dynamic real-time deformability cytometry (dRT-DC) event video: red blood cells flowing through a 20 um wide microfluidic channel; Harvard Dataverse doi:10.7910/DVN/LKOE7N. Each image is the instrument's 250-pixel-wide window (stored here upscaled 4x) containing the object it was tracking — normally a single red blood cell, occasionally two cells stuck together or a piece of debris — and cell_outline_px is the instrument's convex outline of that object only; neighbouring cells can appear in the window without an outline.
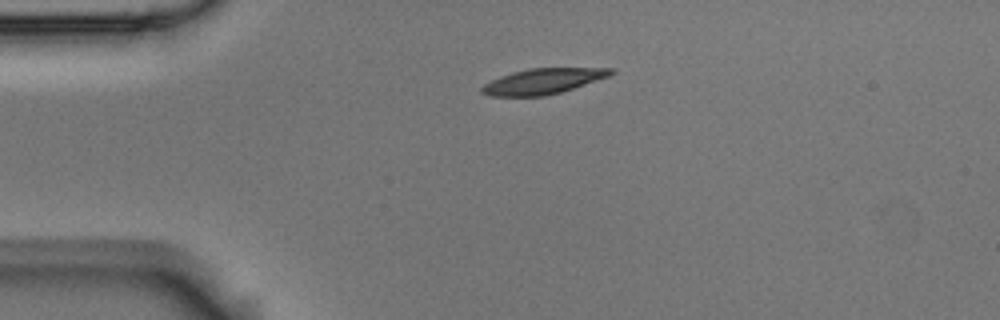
{"species": "Egyptian fruit bat (a non-hibernating species)", "species_latin": "Rousettus aegyptiacus", "temperature_condition": "room temperature", "stored_images_in_passage": 3, "camera_frame_rate_fps": 3000, "um_per_image_px": 0.085, "animal": {"sex": "male"}, "frame": {"image": 1, "passage_image": 1, "time_ms": 0.0, "image_size_px": [1000, 320], "cell_outline_px": [[616, 72], [608, 76], [560, 92], [544, 96], [492, 96], [480, 92], [480, 88], [484, 84], [500, 76], [512, 72], [528, 68], [612, 68]], "centroid_in_image_um": [46.11, 6.9], "position_along_channel_um": 38.9, "area_um2": 18.96}}
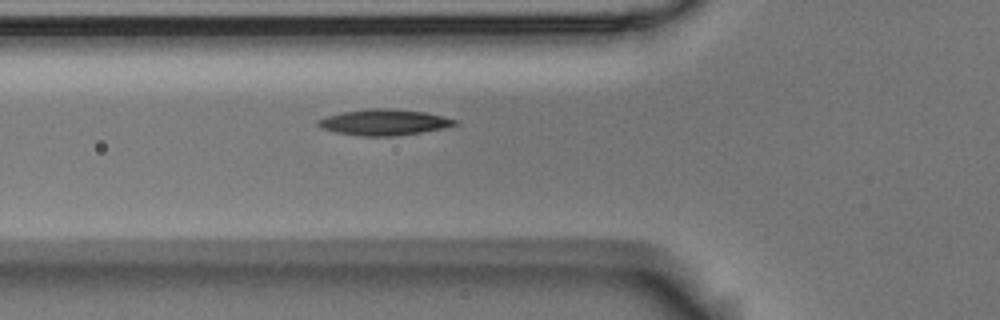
{"frame": {"image": 2, "passage_image": 3, "time_ms": 0.667, "image_size_px": [1000, 320], "cell_outline_px": [[456, 124], [444, 128], [396, 136], [360, 136], [336, 132], [320, 128], [316, 124], [316, 120], [328, 116], [344, 112], [368, 108], [388, 108], [424, 112], [456, 120]], "centroid_in_image_um": [32.58, 10.4], "position_along_channel_um": 93.2, "area_um2": 20.46}}